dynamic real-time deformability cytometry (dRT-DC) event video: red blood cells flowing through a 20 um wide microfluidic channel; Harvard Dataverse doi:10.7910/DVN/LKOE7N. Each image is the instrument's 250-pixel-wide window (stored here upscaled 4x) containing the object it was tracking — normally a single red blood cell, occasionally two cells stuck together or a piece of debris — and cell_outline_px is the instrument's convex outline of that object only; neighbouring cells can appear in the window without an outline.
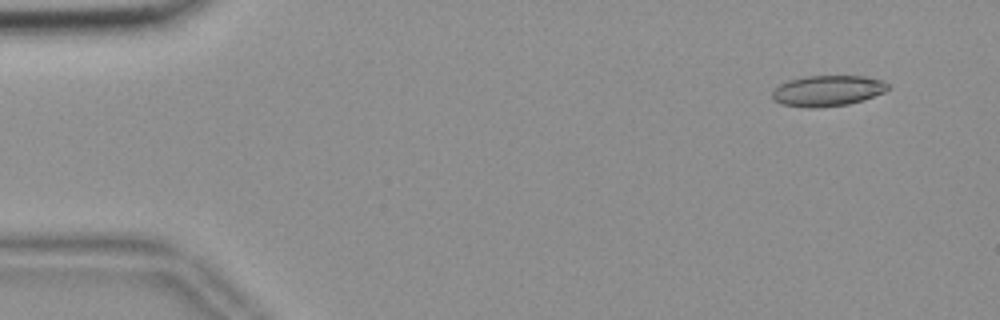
{"species": "common noctule bat (a hibernating species)", "species_latin": "Nyctalus noctula", "temperature_condition": "room temperature", "stored_images_in_passage": 55, "camera_frame_rate_fps": 3000, "um_per_image_px": 0.085, "animal": {"sex": "female", "body_mass_g": 18.4}, "frame": {"image": 1, "passage_image": 4, "time_ms": 1.0, "image_size_px": [1000, 320], "cell_outline_px": [[888, 88], [884, 92], [864, 100], [848, 104], [816, 108], [808, 108], [784, 104], [776, 100], [772, 96], [772, 92], [780, 84], [788, 80], [804, 76], [864, 76], [880, 80], [888, 84]], "centroid_in_image_um": [70.35, 7.71], "position_along_channel_um": 14.7, "area_um2": 20.58}}
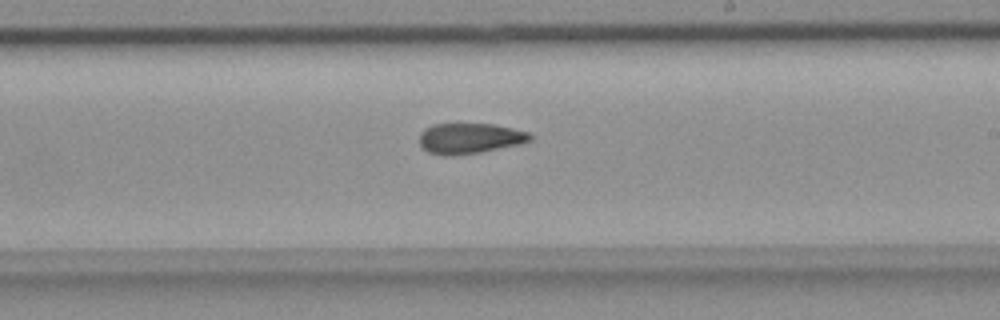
{"frame": {"image": 2, "passage_image": 32, "time_ms": 10.333, "image_size_px": [1000, 320], "cell_outline_px": [[532, 140], [520, 144], [480, 152], [448, 156], [444, 156], [428, 152], [420, 144], [420, 132], [424, 128], [432, 124], [492, 124], [512, 128], [528, 132], [532, 136]], "centroid_in_image_um": [39.91, 11.76], "position_along_channel_um": 249.1, "area_um2": 19.65}}
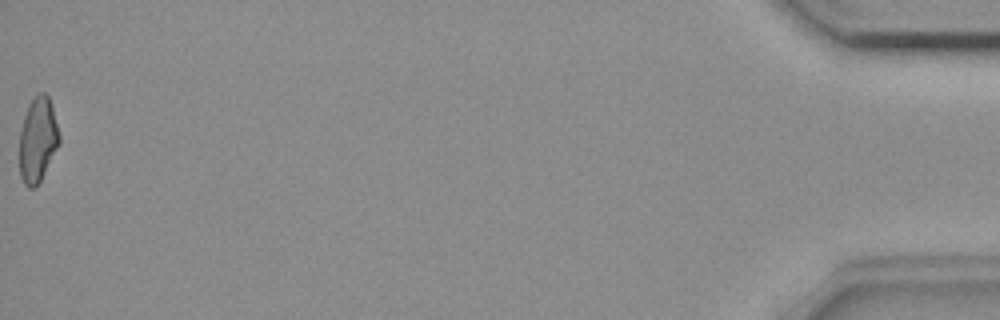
{"frame": {"image": 3, "passage_image": 55, "time_ms": 18.0, "image_size_px": [1000, 320], "cell_outline_px": [[60, 144], [40, 180], [32, 188], [28, 188], [24, 184], [20, 176], [20, 132], [24, 116], [28, 104], [40, 92], [44, 92], [48, 96], [52, 104], [60, 136]], "centroid_in_image_um": [3.22, 11.86], "position_along_channel_um": 432.0, "area_um2": 19.59}, "authors_computed_cell_mechanics": {"area_um2": 20.23, "velocity_mm_per_s": 3.698, "shape_relaxation_time_tau1_ms": null, "shape_relaxation_time_tau2_ms": 5.2485, "deformation_change_tau1": null, "deformation_change_tau2": 0.1285}}